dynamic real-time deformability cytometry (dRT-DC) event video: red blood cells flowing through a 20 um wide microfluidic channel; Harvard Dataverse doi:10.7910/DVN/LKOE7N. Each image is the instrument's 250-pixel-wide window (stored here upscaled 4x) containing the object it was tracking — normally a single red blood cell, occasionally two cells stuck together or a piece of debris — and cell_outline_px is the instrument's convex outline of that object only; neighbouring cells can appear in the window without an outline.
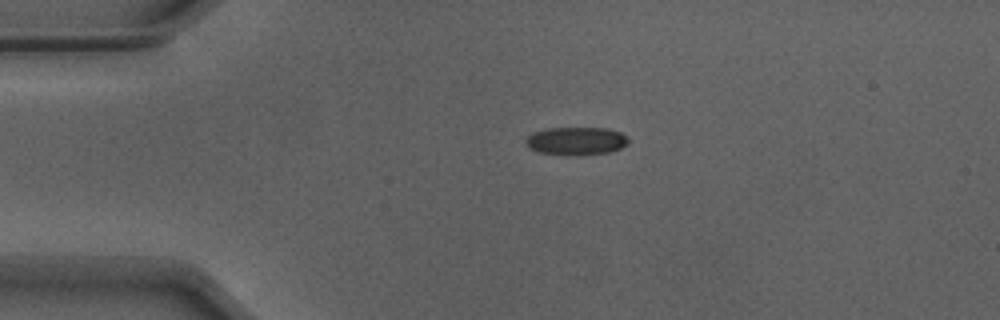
{"species": "Egyptian fruit bat (a non-hibernating species)", "species_latin": "Rousettus aegyptiacus", "temperature_condition": "warm", "stored_images_in_passage": 42, "camera_frame_rate_fps": 3000, "um_per_image_px": 0.085, "animal": {"sex": "male"}, "frame": {"image": 1, "passage_image": 1, "time_ms": 0.0, "image_size_px": [1000, 320], "cell_outline_px": [[628, 144], [620, 148], [608, 152], [540, 152], [528, 148], [524, 140], [532, 132], [548, 128], [608, 128], [620, 132], [628, 136]], "centroid_in_image_um": [48.98, 11.91], "position_along_channel_um": 36.0, "area_um2": 15.9}}
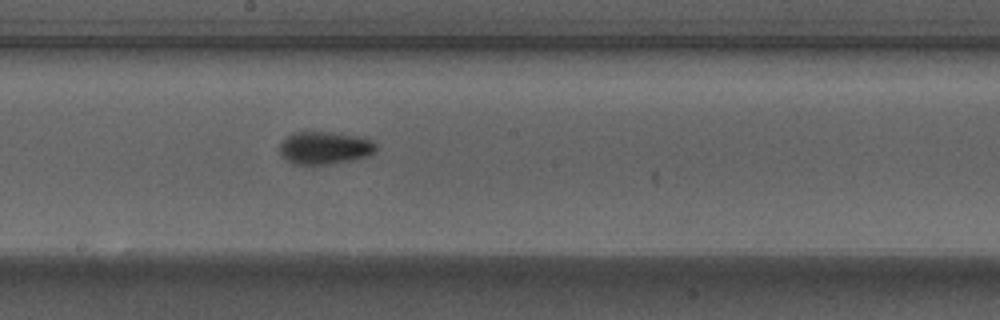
{"frame": {"image": 2, "passage_image": 18, "time_ms": 5.667, "image_size_px": [1000, 320], "cell_outline_px": [[376, 148], [368, 156], [328, 164], [292, 164], [280, 152], [280, 144], [288, 136], [296, 132], [328, 132], [364, 136], [372, 140], [376, 144]], "centroid_in_image_um": [27.63, 12.55], "position_along_channel_um": 220.6, "area_um2": 18.09}}
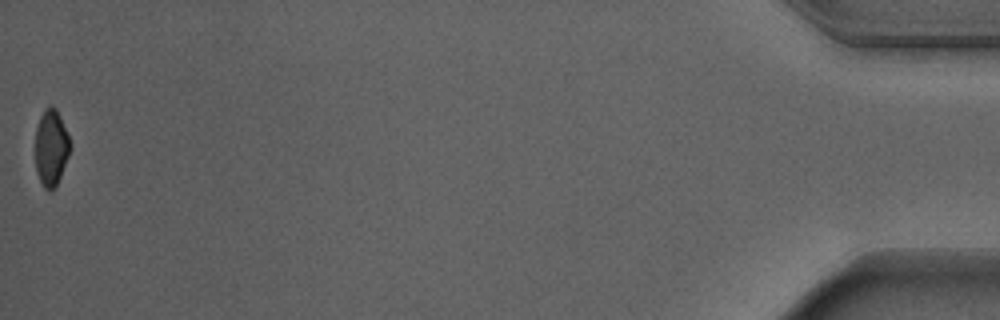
{"frame": {"image": 3, "passage_image": 42, "time_ms": 13.667, "image_size_px": [1000, 320], "cell_outline_px": [[68, 156], [60, 176], [52, 192], [48, 192], [44, 188], [36, 172], [36, 128], [40, 116], [44, 108], [52, 104], [56, 108], [60, 116], [68, 136]], "centroid_in_image_um": [4.31, 12.54], "position_along_channel_um": 430.9, "area_um2": 15.2}, "authors_computed_cell_mechanics": {"area_um2": 17.2822, "velocity_mm_per_s": 3.9123, "shape_relaxation_time_tau1_ms": 2.4466, "shape_relaxation_time_tau2_ms": 1.8798, "deformation_change_tau1": 0.1203, "deformation_change_tau2": 0.0781}}